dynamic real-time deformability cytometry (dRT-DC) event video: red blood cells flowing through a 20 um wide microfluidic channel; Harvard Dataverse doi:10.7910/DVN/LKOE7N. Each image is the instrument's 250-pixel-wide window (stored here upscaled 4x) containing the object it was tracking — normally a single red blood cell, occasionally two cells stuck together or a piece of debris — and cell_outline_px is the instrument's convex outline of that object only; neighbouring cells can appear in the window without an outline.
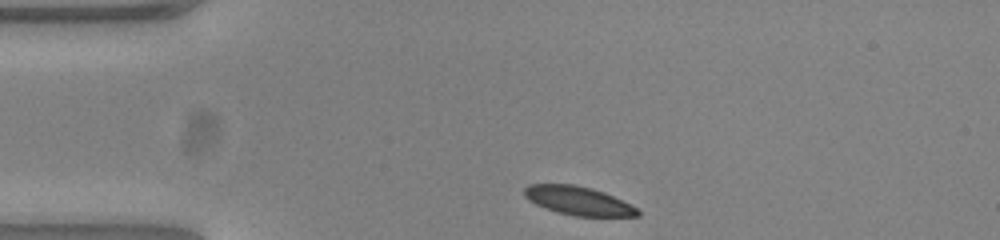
{"species": "common noctule bat (a hibernating species)", "species_latin": "Nyctalus noctula", "temperature_condition": "warm", "stored_images_in_passage": 33, "camera_frame_rate_fps": 3000, "um_per_image_px": 0.085, "animal": {"sex": "female", "body_mass_g": 23.0, "forearm_length_mm": 53.4}, "frame": {"image": 1, "passage_image": 1, "time_ms": 0.0, "image_size_px": [1000, 240], "cell_outline_px": [[640, 216], [576, 216], [556, 212], [544, 208], [528, 200], [524, 196], [524, 188], [528, 184], [572, 184], [604, 192], [636, 208], [640, 212]], "centroid_in_image_um": [49.09, 17.07], "position_along_channel_um": 35.9, "area_um2": 18.67}}
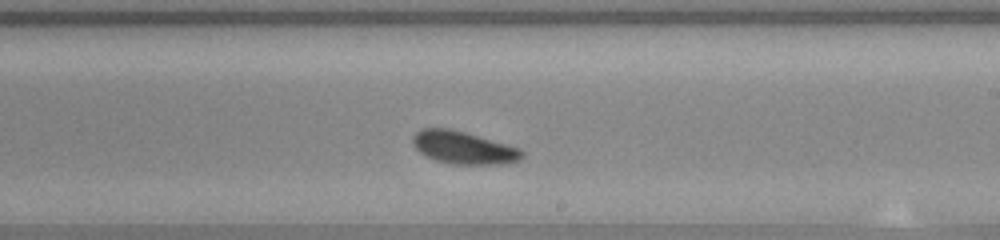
{"frame": {"image": 2, "passage_image": 21, "time_ms": 6.667, "image_size_px": [1000, 240], "cell_outline_px": [[524, 156], [520, 160], [504, 164], [452, 164], [436, 160], [424, 156], [412, 144], [412, 136], [416, 132], [424, 128], [448, 128], [464, 132], [520, 148], [524, 152]], "centroid_in_image_um": [39.39, 12.56], "position_along_channel_um": 249.6, "area_um2": 20.75}}
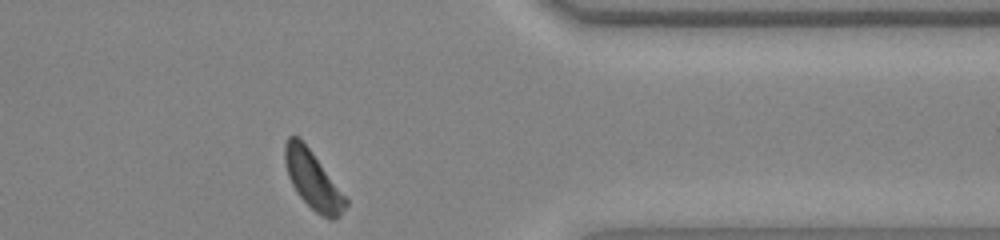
{"frame": {"image": 3, "passage_image": 33, "time_ms": 10.667, "image_size_px": [1000, 240], "cell_outline_px": [[348, 204], [340, 216], [332, 220], [328, 220], [316, 212], [296, 192], [288, 176], [284, 160], [284, 144], [288, 136], [296, 136], [308, 148], [348, 200]], "centroid_in_image_um": [26.58, 15.34], "position_along_channel_um": 384.8, "area_um2": 20.0}}